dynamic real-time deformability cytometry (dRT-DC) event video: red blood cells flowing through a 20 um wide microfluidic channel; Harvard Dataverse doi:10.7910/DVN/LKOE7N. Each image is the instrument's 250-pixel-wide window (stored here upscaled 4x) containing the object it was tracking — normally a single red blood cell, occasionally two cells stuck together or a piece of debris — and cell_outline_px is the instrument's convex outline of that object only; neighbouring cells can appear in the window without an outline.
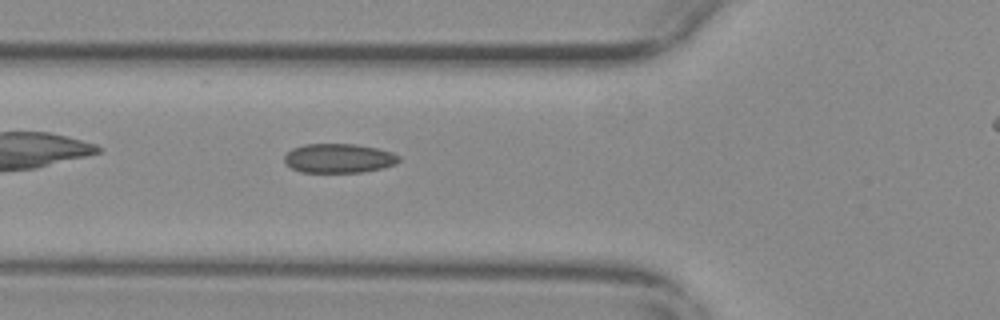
{"species": "common noctule bat (a hibernating species)", "species_latin": "Nyctalus noctula", "temperature_condition": "warm", "stored_images_in_passage": 34, "camera_frame_rate_fps": 3000, "um_per_image_px": 0.085, "animal": {"sex": "female", "body_mass_g": 29.2, "forearm_length_mm": 56.3}, "frame": {"image": 1, "passage_image": 5, "time_ms": 1.333, "image_size_px": [1000, 320], "cell_outline_px": [[400, 160], [396, 164], [384, 168], [360, 172], [300, 172], [292, 168], [284, 160], [284, 156], [292, 148], [304, 144], [356, 144], [376, 148], [392, 152], [400, 156]], "centroid_in_image_um": [28.82, 13.45], "position_along_channel_um": 97.0, "area_um2": 19.54}}
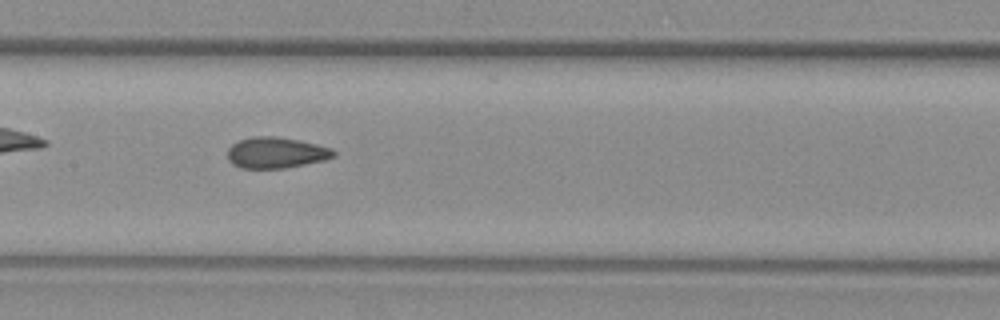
{"frame": {"image": 2, "passage_image": 12, "time_ms": 3.667, "image_size_px": [1000, 320], "cell_outline_px": [[336, 156], [324, 160], [284, 168], [240, 168], [232, 164], [228, 160], [228, 148], [232, 144], [240, 140], [252, 136], [276, 136], [316, 144], [332, 148], [336, 152]], "centroid_in_image_um": [23.45, 12.98], "position_along_channel_um": 183.9, "area_um2": 19.13}}
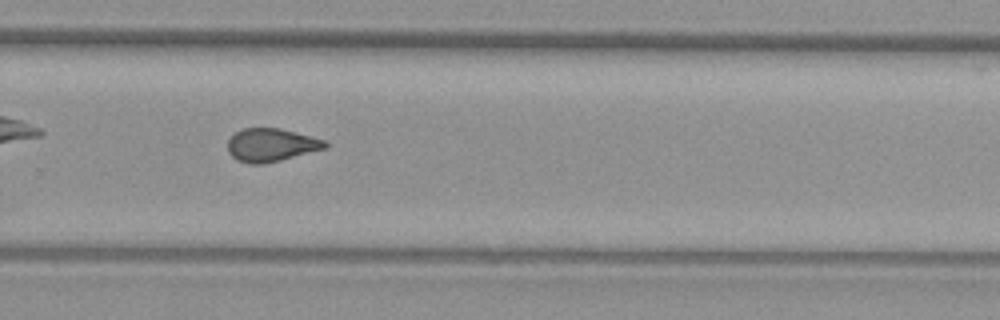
{"frame": {"image": 3, "passage_image": 22, "time_ms": 7.0, "image_size_px": [1000, 320], "cell_outline_px": [[328, 148], [264, 164], [248, 164], [236, 160], [228, 152], [228, 140], [236, 132], [244, 128], [280, 128], [324, 140], [328, 144]], "centroid_in_image_um": [23.04, 12.33], "position_along_channel_um": 306.8, "area_um2": 18.79}}